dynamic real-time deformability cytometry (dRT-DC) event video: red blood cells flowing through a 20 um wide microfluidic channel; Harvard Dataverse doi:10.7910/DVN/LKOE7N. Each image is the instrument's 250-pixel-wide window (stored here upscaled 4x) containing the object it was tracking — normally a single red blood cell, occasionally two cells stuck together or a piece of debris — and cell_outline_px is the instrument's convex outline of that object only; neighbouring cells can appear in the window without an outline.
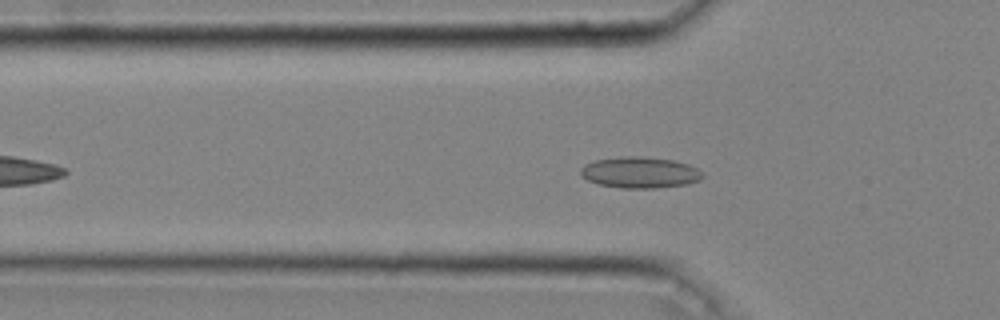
{"species": "common noctule bat (a hibernating species)", "species_latin": "Nyctalus noctula", "temperature_condition": "cold", "stored_images_in_passage": 41, "camera_frame_rate_fps": 3000, "um_per_image_px": 0.085, "animal": {"sex": "male", "body_mass_g": 20.4}, "frame": {"image": 1, "passage_image": 10, "time_ms": 3.0, "image_size_px": [1000, 320], "cell_outline_px": [[704, 176], [700, 180], [688, 184], [656, 188], [620, 188], [600, 184], [588, 180], [580, 172], [580, 168], [584, 164], [596, 160], [620, 156], [640, 156], [672, 160], [688, 164], [704, 172]], "centroid_in_image_um": [54.42, 14.66], "position_along_channel_um": 71.4, "area_um2": 22.2}}
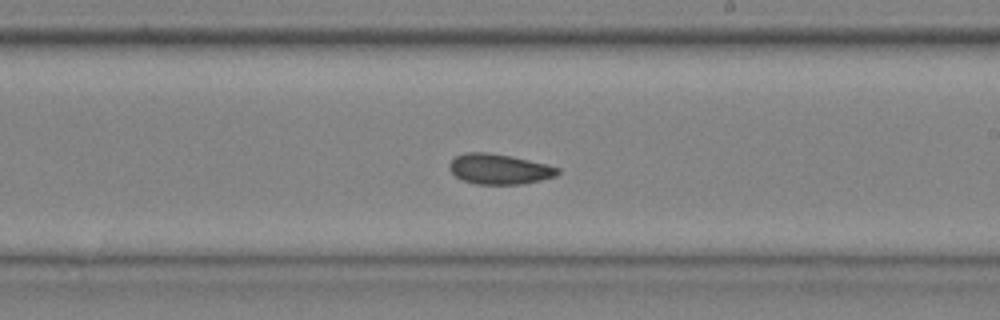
{"frame": {"image": 2, "passage_image": 23, "time_ms": 7.333, "image_size_px": [1000, 320], "cell_outline_px": [[560, 172], [556, 176], [540, 180], [520, 184], [476, 184], [460, 180], [448, 168], [448, 164], [456, 156], [464, 152], [488, 152], [512, 156], [548, 164], [560, 168]], "centroid_in_image_um": [42.43, 14.36], "position_along_channel_um": 246.6, "area_um2": 19.31}}
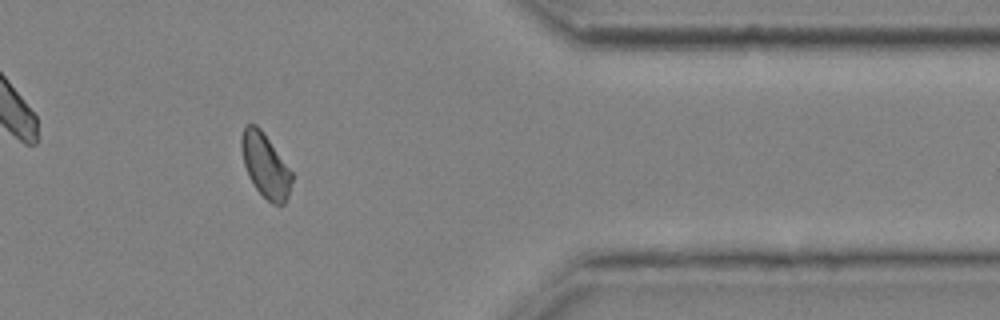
{"frame": {"image": 3, "passage_image": 35, "time_ms": 11.333, "image_size_px": [1000, 320], "cell_outline_px": [[292, 180], [288, 196], [284, 204], [272, 204], [256, 188], [248, 176], [244, 164], [240, 144], [240, 140], [244, 124], [256, 124], [260, 128], [292, 172]], "centroid_in_image_um": [22.53, 14.04], "position_along_channel_um": 388.9, "area_um2": 18.55}}